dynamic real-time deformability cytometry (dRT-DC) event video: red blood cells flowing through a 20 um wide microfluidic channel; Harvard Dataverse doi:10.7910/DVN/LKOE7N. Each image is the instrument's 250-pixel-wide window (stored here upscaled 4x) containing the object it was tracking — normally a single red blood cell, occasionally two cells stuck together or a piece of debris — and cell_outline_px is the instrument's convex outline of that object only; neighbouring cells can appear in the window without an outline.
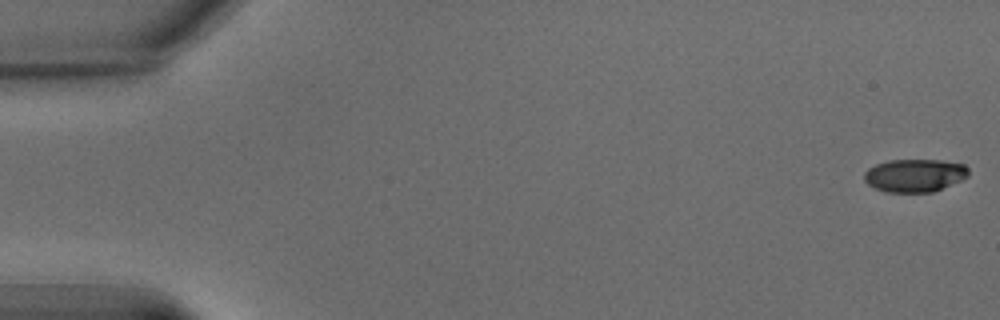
{"species": "common noctule bat (a hibernating species)", "species_latin": "Nyctalus noctula", "temperature_condition": "warm", "stored_images_in_passage": 23, "camera_frame_rate_fps": 3000, "um_per_image_px": 0.085, "animal": {"sex": "male", "body_mass_g": 15.6}, "frame": {"image": 1, "passage_image": 1, "time_ms": 0.0, "image_size_px": [1000, 320], "cell_outline_px": [[968, 176], [960, 180], [932, 192], [884, 192], [868, 184], [864, 180], [864, 172], [868, 168], [876, 164], [888, 160], [940, 160], [964, 164], [968, 168]], "centroid_in_image_um": [77.72, 14.9], "position_along_channel_um": 7.3, "area_um2": 19.94}}
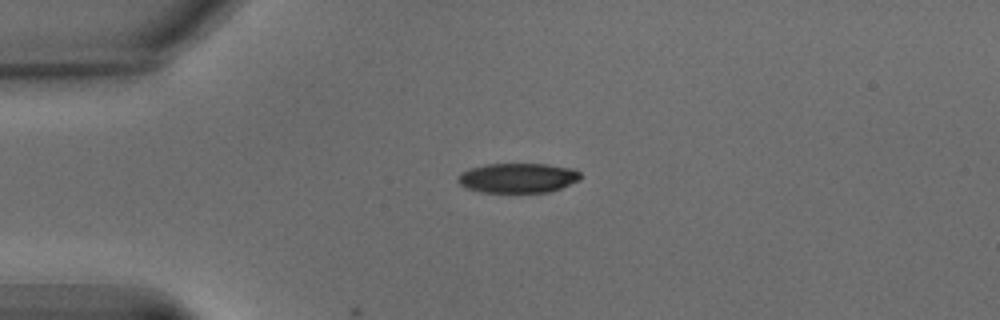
{"frame": {"image": 2, "passage_image": 16, "time_ms": 5.0, "image_size_px": [1000, 320], "cell_outline_px": [[580, 180], [560, 188], [548, 192], [480, 192], [468, 188], [460, 184], [456, 180], [460, 172], [468, 168], [488, 164], [548, 164], [572, 168], [580, 172]], "centroid_in_image_um": [44.0, 15.12], "position_along_channel_um": 41.0, "area_um2": 21.27}}
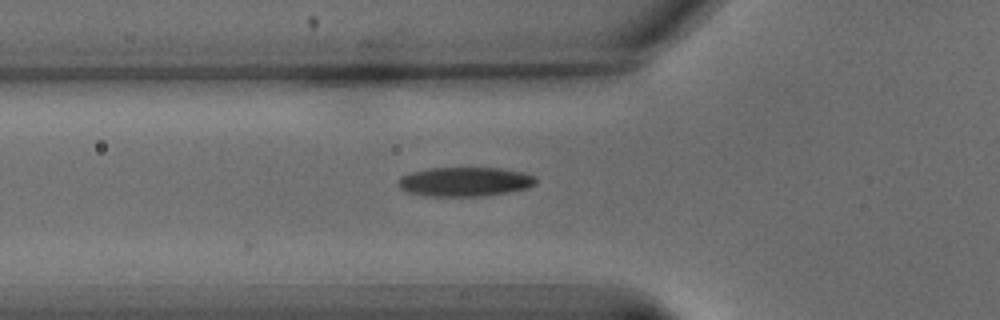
{"frame": {"image": 3, "passage_image": 23, "time_ms": 7.333, "image_size_px": [1000, 320], "cell_outline_px": [[536, 184], [528, 188], [508, 192], [484, 196], [428, 196], [408, 192], [400, 188], [396, 184], [396, 180], [400, 176], [412, 172], [428, 168], [500, 168], [524, 172], [536, 176]], "centroid_in_image_um": [39.51, 15.44], "position_along_channel_um": 86.3, "area_um2": 23.7}}